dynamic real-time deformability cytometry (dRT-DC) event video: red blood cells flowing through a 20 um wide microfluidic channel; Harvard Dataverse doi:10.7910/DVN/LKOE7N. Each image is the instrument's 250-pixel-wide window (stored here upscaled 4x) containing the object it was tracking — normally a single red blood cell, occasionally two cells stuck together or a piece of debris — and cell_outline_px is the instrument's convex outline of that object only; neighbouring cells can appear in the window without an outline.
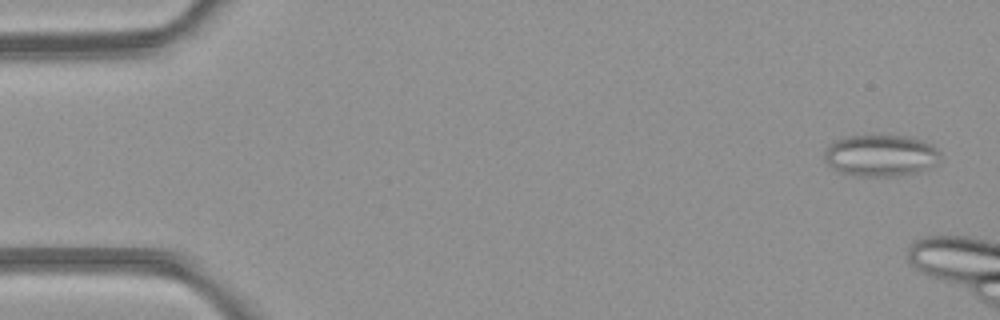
{"species": "common noctule bat (a hibernating species)", "species_latin": "Nyctalus noctula", "temperature_condition": "room temperature", "stored_images_in_passage": 5, "camera_frame_rate_fps": 3000, "um_per_image_px": 0.085, "animal": {"sex": "female", "body_mass_g": 21.9}, "frame": {"image": 1, "passage_image": 1, "time_ms": 0.0, "image_size_px": [1000, 320], "cell_outline_px": [[940, 156], [932, 164], [920, 172], [900, 176], [856, 176], [836, 172], [824, 160], [824, 152], [828, 144], [836, 140], [852, 136], [908, 136], [932, 144], [940, 152]], "centroid_in_image_um": [74.81, 13.23], "position_along_channel_um": 10.2, "area_um2": 28.15}}